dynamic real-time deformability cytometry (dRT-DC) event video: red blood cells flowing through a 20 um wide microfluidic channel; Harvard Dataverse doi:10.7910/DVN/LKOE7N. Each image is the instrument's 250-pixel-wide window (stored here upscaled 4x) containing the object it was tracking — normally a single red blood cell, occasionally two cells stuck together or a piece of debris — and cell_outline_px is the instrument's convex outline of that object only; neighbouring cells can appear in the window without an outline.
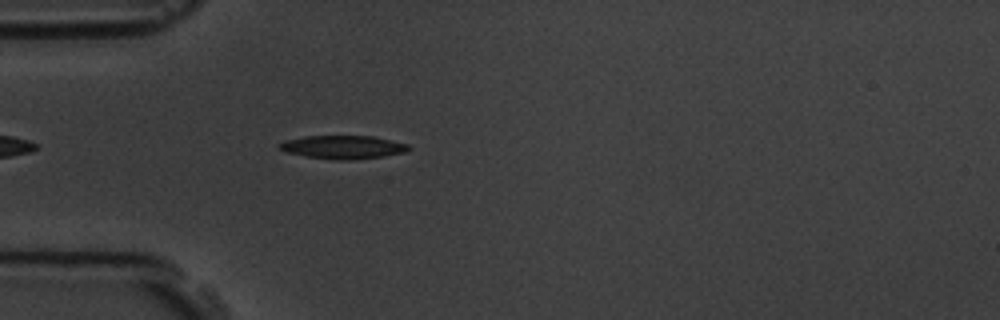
{"species": "common noctule bat (a hibernating species)", "species_latin": "Nyctalus noctula", "temperature_condition": "room temperature", "stored_images_in_passage": 5, "camera_frame_rate_fps": 3000, "um_per_image_px": 0.085, "animal": {"sex": "male", "body_mass_g": 19.5, "forearm_length_mm": 54.6}, "frame": {"image": 1, "passage_image": 5, "time_ms": 4.667, "image_size_px": [1000, 320], "cell_outline_px": [[412, 148], [404, 152], [384, 156], [348, 160], [336, 160], [304, 156], [288, 152], [276, 148], [276, 144], [284, 140], [304, 136], [372, 136], [408, 144]], "centroid_in_image_um": [29.1, 12.5], "position_along_channel_um": 55.9, "area_um2": 17.63}}